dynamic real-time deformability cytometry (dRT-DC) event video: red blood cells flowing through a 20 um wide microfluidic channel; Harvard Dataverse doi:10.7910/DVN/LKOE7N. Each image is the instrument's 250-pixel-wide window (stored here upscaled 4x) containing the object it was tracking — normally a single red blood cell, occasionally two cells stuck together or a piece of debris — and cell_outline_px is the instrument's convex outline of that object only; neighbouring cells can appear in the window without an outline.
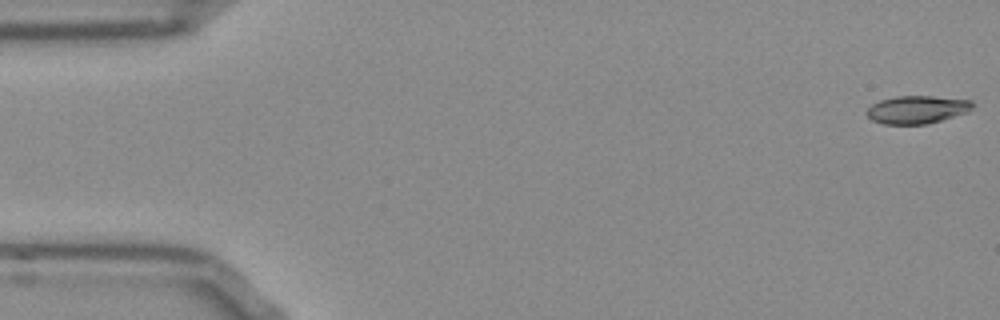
{"species": "Egyptian fruit bat (a non-hibernating species)", "species_latin": "Rousettus aegyptiacus", "temperature_condition": "room temperature", "stored_images_in_passage": 11, "camera_frame_rate_fps": 3000, "um_per_image_px": 0.085, "frame": {"image": 1, "passage_image": 1, "time_ms": 0.0, "image_size_px": [1000, 320], "cell_outline_px": [[972, 108], [968, 112], [928, 124], [884, 124], [872, 120], [864, 112], [872, 104], [880, 100], [896, 96], [932, 96], [972, 100]], "centroid_in_image_um": [77.93, 9.31], "position_along_channel_um": 7.1, "area_um2": 17.22}}